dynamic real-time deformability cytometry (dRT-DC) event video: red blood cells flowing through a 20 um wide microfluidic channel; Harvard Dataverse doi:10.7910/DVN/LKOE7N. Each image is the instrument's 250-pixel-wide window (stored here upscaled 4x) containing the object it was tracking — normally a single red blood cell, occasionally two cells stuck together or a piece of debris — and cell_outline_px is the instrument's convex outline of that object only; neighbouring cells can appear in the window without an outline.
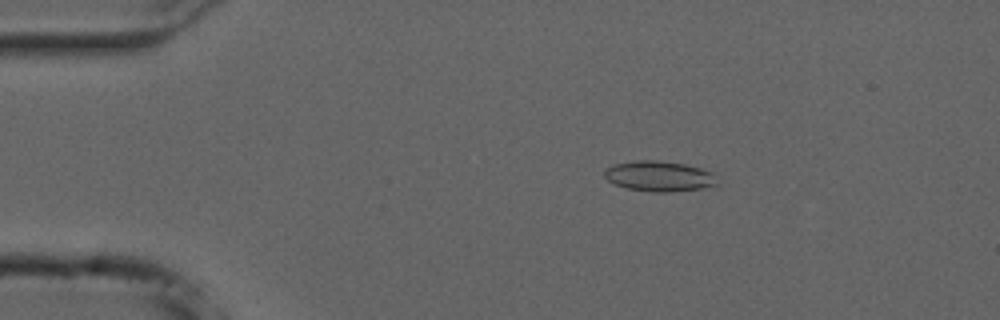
{"species": "common noctule bat (a hibernating species)", "species_latin": "Nyctalus noctula", "temperature_condition": "cold", "stored_images_in_passage": 53, "camera_frame_rate_fps": 3000, "um_per_image_px": 0.085, "animal": {"sex": "male", "forearm_length_mm": 52.5}, "frame": {"image": 1, "passage_image": 8, "time_ms": 2.333, "image_size_px": [1000, 320], "cell_outline_px": [[720, 184], [700, 188], [672, 192], [652, 192], [628, 188], [616, 184], [608, 180], [604, 176], [604, 168], [616, 164], [636, 160], [656, 160], [684, 164], [700, 168], [712, 172]], "centroid_in_image_um": [56.03, 14.97], "position_along_channel_um": 29.0, "area_um2": 19.88}}
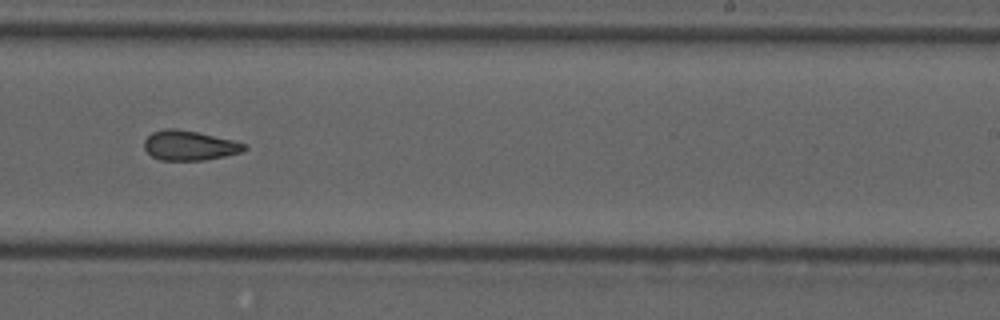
{"frame": {"image": 2, "passage_image": 32, "time_ms": 10.333, "image_size_px": [1000, 320], "cell_outline_px": [[248, 148], [240, 152], [224, 156], [204, 160], [160, 160], [152, 156], [144, 148], [144, 140], [152, 132], [164, 128], [172, 128], [196, 132], [232, 140], [248, 144]], "centroid_in_image_um": [16.09, 12.36], "position_along_channel_um": 272.9, "area_um2": 17.22}}
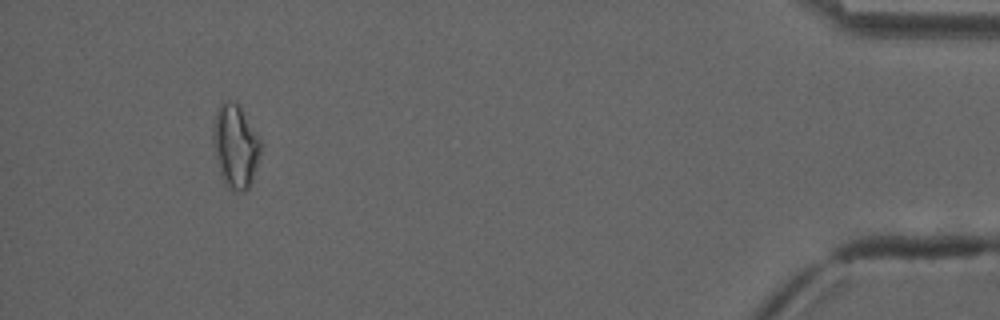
{"frame": {"image": 3, "passage_image": 49, "time_ms": 16.0, "image_size_px": [1000, 320], "cell_outline_px": [[260, 152], [252, 180], [248, 188], [244, 192], [232, 192], [224, 184], [216, 160], [212, 144], [212, 132], [216, 112], [220, 104], [228, 100], [232, 100], [240, 104], [260, 140]], "centroid_in_image_um": [19.98, 12.43], "position_along_channel_um": 415.2, "area_um2": 23.29}, "authors_computed_cell_mechanics": {"area_um2": 18.785, "velocity_mm_per_s": 3.7306, "shape_relaxation_time_tau1_ms": null, "shape_relaxation_time_tau2_ms": 3.8441, "deformation_change_tau1": null, "deformation_change_tau2": 0.109}}